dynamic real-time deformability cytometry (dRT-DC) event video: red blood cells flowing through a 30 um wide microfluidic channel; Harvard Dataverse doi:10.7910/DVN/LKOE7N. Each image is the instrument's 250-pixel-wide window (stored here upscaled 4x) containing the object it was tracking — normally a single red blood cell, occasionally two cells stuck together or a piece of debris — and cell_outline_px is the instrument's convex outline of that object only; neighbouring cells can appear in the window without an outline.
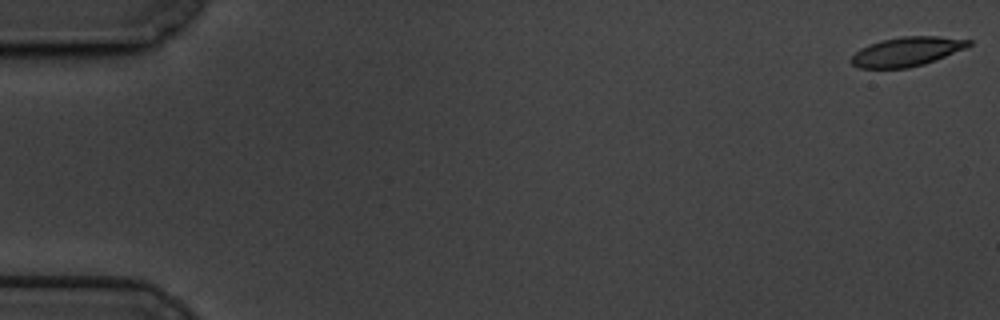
{"species": "common noctule bat (a hibernating species)", "species_latin": "Nyctalus noctula", "temperature_condition": "cold", "stored_images_in_passage": 17, "camera_frame_rate_fps": 3000, "um_per_image_px": 0.085, "animal": {"sex": "male", "body_mass_g": 19.5, "forearm_length_mm": 54.6}, "frame": {"image": 1, "passage_image": 1, "time_ms": 0.0, "image_size_px": [1000, 320], "cell_outline_px": [[972, 44], [968, 48], [936, 60], [924, 64], [908, 68], [860, 68], [852, 64], [848, 60], [860, 48], [868, 44], [880, 40], [904, 36], [936, 36], [972, 40]], "centroid_in_image_um": [77.09, 4.38], "position_along_channel_um": 7.9, "area_um2": 20.23}}
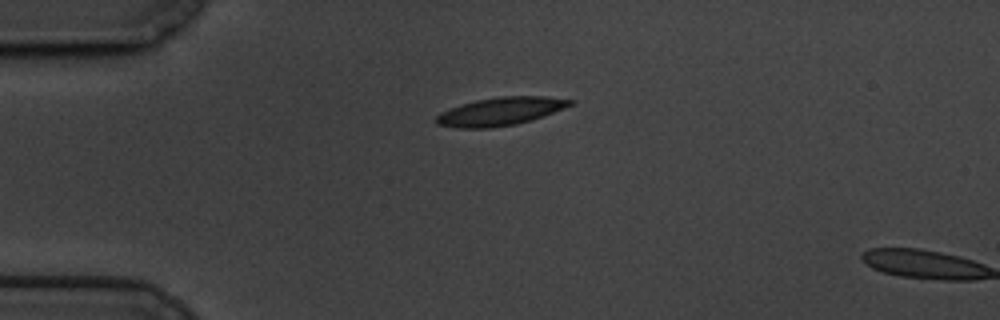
{"frame": {"image": 2, "passage_image": 15, "time_ms": 4.667, "image_size_px": [1000, 320], "cell_outline_px": [[576, 104], [532, 120], [516, 124], [488, 128], [456, 128], [436, 124], [436, 116], [440, 112], [448, 108], [460, 104], [476, 100], [500, 96], [544, 96], [576, 100]], "centroid_in_image_um": [42.55, 9.46], "position_along_channel_um": 42.4, "area_um2": 22.2}}